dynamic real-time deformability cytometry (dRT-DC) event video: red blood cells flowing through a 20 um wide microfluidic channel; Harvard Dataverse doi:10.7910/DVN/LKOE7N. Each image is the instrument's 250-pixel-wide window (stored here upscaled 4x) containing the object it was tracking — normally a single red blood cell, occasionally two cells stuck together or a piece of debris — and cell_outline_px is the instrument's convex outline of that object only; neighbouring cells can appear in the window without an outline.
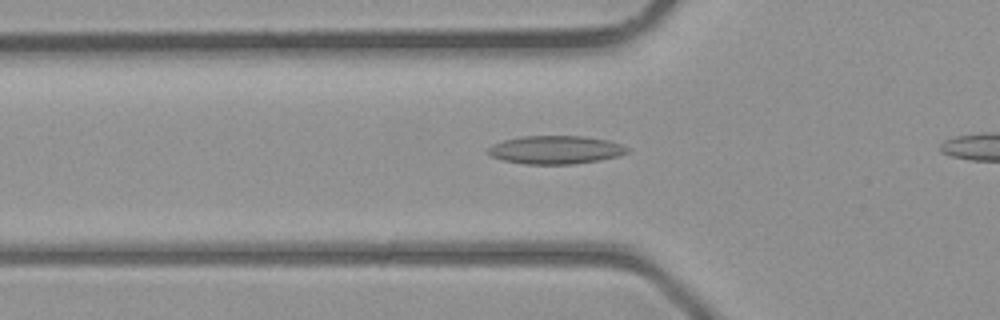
{"species": "common noctule bat (a hibernating species)", "species_latin": "Nyctalus noctula", "temperature_condition": "room temperature", "stored_images_in_passage": 6, "camera_frame_rate_fps": 3000, "um_per_image_px": 0.085, "animal": {"sex": "male", "body_mass_g": 23.1, "forearm_length_mm": 52.7}, "frame": {"image": 1, "passage_image": 6, "time_ms": 5.667, "image_size_px": [1000, 320], "cell_outline_px": [[632, 148], [628, 152], [620, 156], [600, 160], [572, 164], [524, 164], [504, 160], [492, 156], [488, 152], [488, 148], [492, 144], [504, 140], [524, 136], [584, 136], [608, 140]], "centroid_in_image_um": [47.27, 12.73], "position_along_channel_um": 78.5, "area_um2": 22.95}}